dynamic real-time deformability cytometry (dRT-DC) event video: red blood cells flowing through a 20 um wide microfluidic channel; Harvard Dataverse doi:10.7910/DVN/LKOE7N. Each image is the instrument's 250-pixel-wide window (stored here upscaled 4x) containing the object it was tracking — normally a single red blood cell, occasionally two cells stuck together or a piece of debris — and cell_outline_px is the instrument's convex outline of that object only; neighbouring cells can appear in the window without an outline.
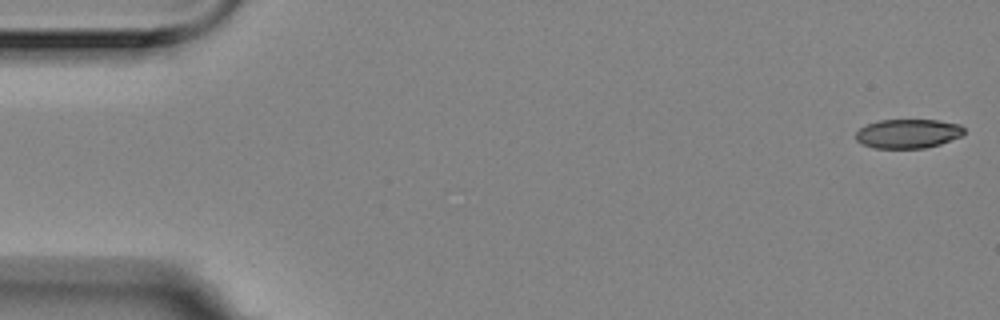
{"species": "Egyptian fruit bat (a non-hibernating species)", "species_latin": "Rousettus aegyptiacus", "temperature_condition": "room temperature", "stored_images_in_passage": 6, "camera_frame_rate_fps": 3000, "um_per_image_px": 0.085, "animal": {"sex": "female"}, "frame": {"image": 1, "passage_image": 1, "time_ms": 0.0, "image_size_px": [1000, 320], "cell_outline_px": [[964, 132], [960, 136], [940, 144], [924, 148], [876, 148], [864, 144], [856, 140], [856, 132], [860, 128], [868, 124], [880, 120], [940, 120], [960, 124], [964, 128]], "centroid_in_image_um": [77.19, 11.35], "position_along_channel_um": 7.8, "area_um2": 18.26}}
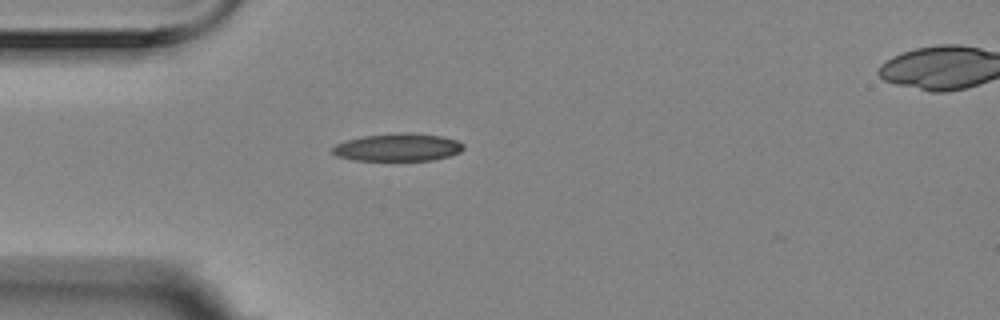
{"frame": {"image": 2, "passage_image": 5, "time_ms": 1.333, "image_size_px": [1000, 320], "cell_outline_px": [[464, 148], [460, 152], [448, 156], [432, 160], [352, 160], [336, 156], [332, 152], [332, 148], [336, 144], [348, 140], [364, 136], [400, 132], [412, 132], [444, 136], [456, 140], [464, 144]], "centroid_in_image_um": [33.84, 12.51], "position_along_channel_um": 51.2, "area_um2": 21.21}}